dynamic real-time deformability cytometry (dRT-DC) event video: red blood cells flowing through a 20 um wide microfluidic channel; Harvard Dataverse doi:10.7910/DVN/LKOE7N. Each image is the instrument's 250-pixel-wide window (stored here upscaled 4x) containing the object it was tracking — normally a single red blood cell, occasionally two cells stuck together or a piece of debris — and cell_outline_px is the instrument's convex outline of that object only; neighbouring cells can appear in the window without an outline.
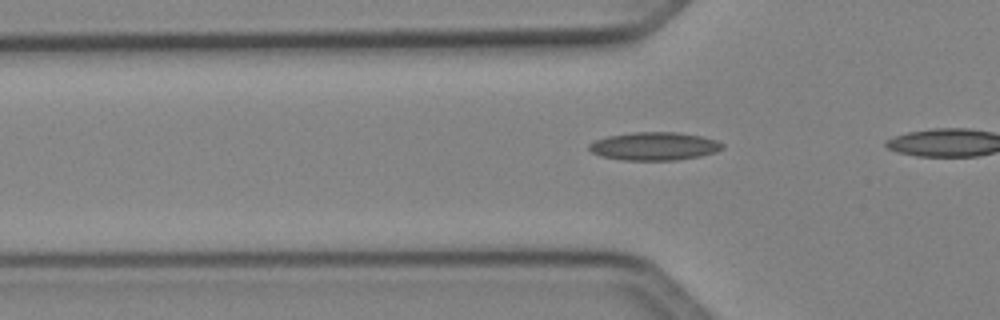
{"species": "Egyptian fruit bat (a non-hibernating species)", "species_latin": "Rousettus aegyptiacus", "temperature_condition": "cold", "stored_images_in_passage": 26, "camera_frame_rate_fps": 3000, "um_per_image_px": 0.085, "animal": {"sex": "female"}, "frame": {"image": 1, "passage_image": 3, "time_ms": 0.667, "image_size_px": [1000, 320], "cell_outline_px": [[724, 148], [716, 152], [700, 156], [676, 160], [624, 160], [600, 156], [592, 152], [588, 148], [588, 144], [596, 140], [608, 136], [632, 132], [676, 132], [700, 136], [716, 140], [724, 144]], "centroid_in_image_um": [55.62, 12.43], "position_along_channel_um": 70.2, "area_um2": 21.85}}
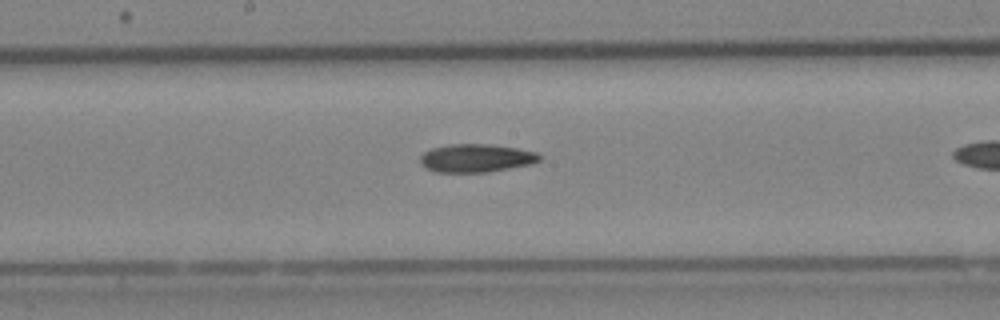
{"frame": {"image": 2, "passage_image": 13, "time_ms": 4.0, "image_size_px": [1000, 320], "cell_outline_px": [[540, 160], [532, 164], [488, 172], [436, 172], [420, 164], [420, 156], [424, 152], [432, 148], [448, 144], [488, 144], [516, 148], [536, 152], [540, 156]], "centroid_in_image_um": [40.46, 13.44], "position_along_channel_um": 207.7, "area_um2": 19.54}}
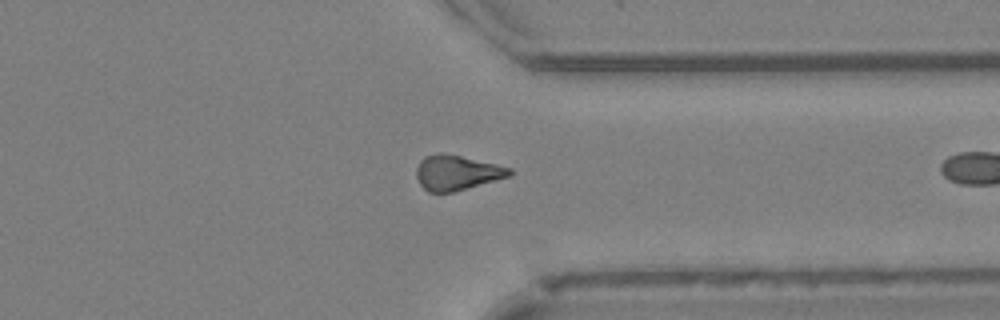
{"frame": {"image": 3, "passage_image": 25, "time_ms": 8.0, "image_size_px": [1000, 320], "cell_outline_px": [[512, 172], [508, 176], [496, 180], [452, 192], [428, 192], [420, 184], [416, 176], [416, 168], [420, 160], [424, 156], [436, 152], [444, 152], [496, 164], [512, 168]], "centroid_in_image_um": [38.78, 14.65], "position_along_channel_um": 372.6, "area_um2": 18.96}}